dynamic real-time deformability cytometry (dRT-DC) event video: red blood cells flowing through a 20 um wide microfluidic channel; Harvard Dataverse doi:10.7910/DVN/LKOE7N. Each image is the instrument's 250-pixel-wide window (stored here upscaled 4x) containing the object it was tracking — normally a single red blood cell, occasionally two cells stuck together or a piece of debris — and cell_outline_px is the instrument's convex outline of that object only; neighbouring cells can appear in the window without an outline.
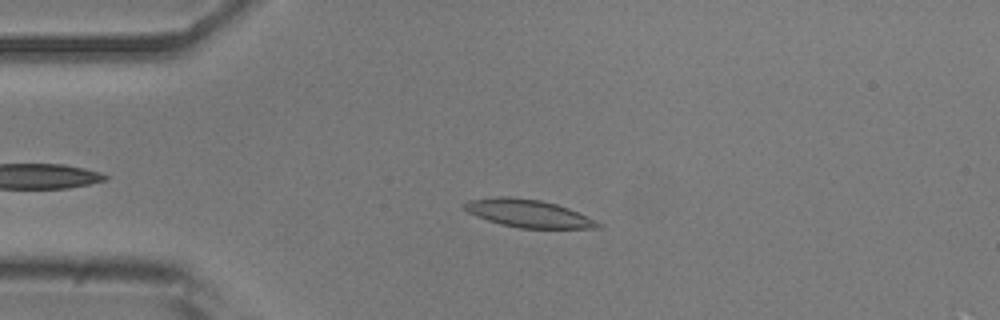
{"species": "common noctule bat (a hibernating species)", "species_latin": "Nyctalus noctula", "temperature_condition": "room temperature", "stored_images_in_passage": 4, "camera_frame_rate_fps": 3000, "um_per_image_px": 0.085, "animal": {"sex": "male", "body_mass_g": 20.5, "forearm_length_mm": 52.5}, "frame": {"image": 1, "passage_image": 3, "time_ms": 0.667, "image_size_px": [1000, 320], "cell_outline_px": [[604, 224], [600, 228], [520, 228], [500, 224], [476, 216], [468, 212], [464, 208], [464, 204], [468, 200], [500, 196], [508, 196], [540, 200], [556, 204], [568, 208]], "centroid_in_image_um": [44.91, 18.14], "position_along_channel_um": 40.1, "area_um2": 21.44}}